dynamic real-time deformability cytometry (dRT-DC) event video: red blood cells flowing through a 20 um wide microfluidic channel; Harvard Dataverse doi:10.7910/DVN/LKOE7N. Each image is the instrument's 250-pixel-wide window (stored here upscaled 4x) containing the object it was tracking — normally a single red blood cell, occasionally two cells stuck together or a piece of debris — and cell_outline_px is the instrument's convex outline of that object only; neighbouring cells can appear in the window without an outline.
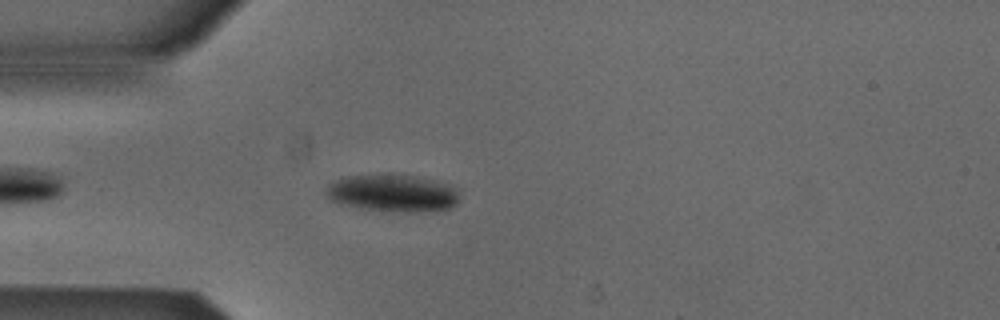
{"species": "Egyptian fruit bat (a non-hibernating species)", "species_latin": "Rousettus aegyptiacus", "temperature_condition": "cold", "stored_images_in_passage": 43, "camera_frame_rate_fps": 3000, "um_per_image_px": 0.085, "animal": {"sex": "male"}, "frame": {"image": 1, "passage_image": 5, "time_ms": 1.333, "image_size_px": [1000, 320], "cell_outline_px": [[460, 200], [456, 204], [448, 208], [412, 212], [404, 212], [360, 208], [340, 204], [332, 200], [328, 196], [328, 184], [344, 176], [380, 172], [392, 172], [440, 180], [452, 184], [460, 188]], "centroid_in_image_um": [33.45, 16.35], "position_along_channel_um": 51.5, "area_um2": 30.0}}
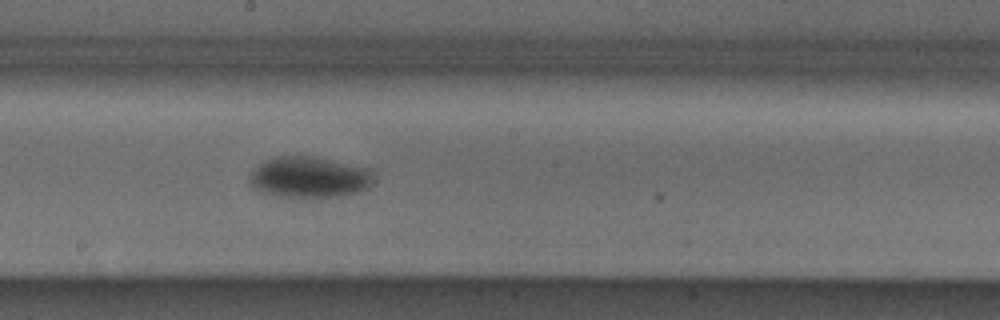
{"frame": {"image": 2, "passage_image": 19, "time_ms": 6.0, "image_size_px": [1000, 320], "cell_outline_px": [[372, 184], [368, 188], [360, 192], [336, 196], [284, 196], [260, 192], [252, 184], [248, 176], [264, 160], [276, 156], [316, 156], [368, 168], [372, 172]], "centroid_in_image_um": [26.31, 15.04], "position_along_channel_um": 221.9, "area_um2": 29.36}}
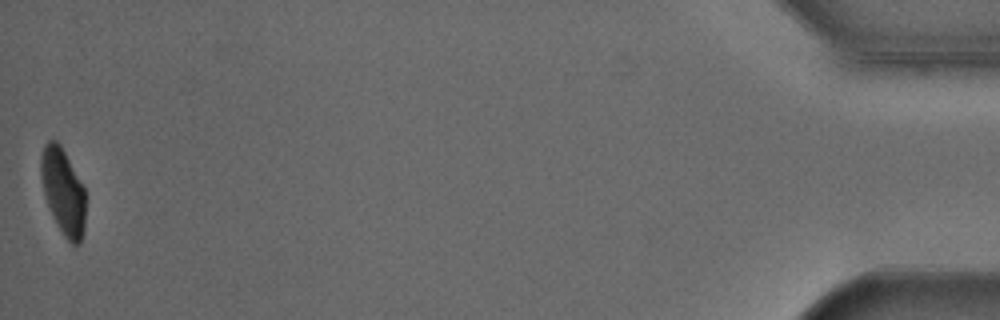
{"frame": {"image": 3, "passage_image": 43, "time_ms": 14.0, "image_size_px": [1000, 320], "cell_outline_px": [[84, 232], [80, 244], [72, 244], [64, 236], [48, 204], [44, 192], [40, 176], [40, 156], [44, 144], [48, 140], [56, 140], [60, 144], [84, 188]], "centroid_in_image_um": [5.35, 16.24], "position_along_channel_um": 429.9, "area_um2": 21.91}, "authors_computed_cell_mechanics": {"area_um2": 28.322, "velocity_mm_per_s": 3.858, "shape_relaxation_time_tau1_ms": 4.9399, "shape_relaxation_time_tau2_ms": null, "deformation_change_tau1": 0.1287, "deformation_change_tau2": null}}